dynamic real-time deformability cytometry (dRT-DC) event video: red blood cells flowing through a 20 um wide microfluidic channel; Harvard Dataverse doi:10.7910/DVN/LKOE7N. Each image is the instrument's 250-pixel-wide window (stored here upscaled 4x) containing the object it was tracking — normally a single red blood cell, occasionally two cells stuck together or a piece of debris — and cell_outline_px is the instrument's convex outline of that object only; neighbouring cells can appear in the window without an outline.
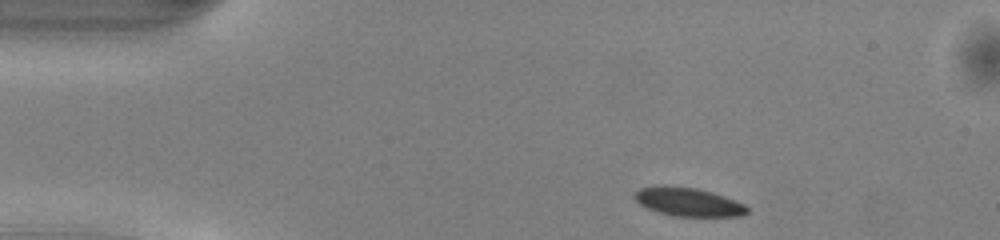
{"species": "common noctule bat (a hibernating species)", "species_latin": "Nyctalus noctula", "temperature_condition": "warm", "stored_images_in_passage": 43, "camera_frame_rate_fps": 3000, "um_per_image_px": 0.085, "animal": {"sex": "male", "body_mass_g": 13.0, "forearm_length_mm": 53.1}, "frame": {"image": 1, "passage_image": 1, "time_ms": 0.0, "image_size_px": [1000, 240], "cell_outline_px": [[748, 212], [740, 216], [676, 216], [660, 212], [648, 208], [640, 204], [632, 196], [640, 188], [660, 184], [664, 184], [696, 188], [712, 192], [736, 200], [744, 204], [748, 208]], "centroid_in_image_um": [58.49, 17.14], "position_along_channel_um": 26.5, "area_um2": 18.79}}
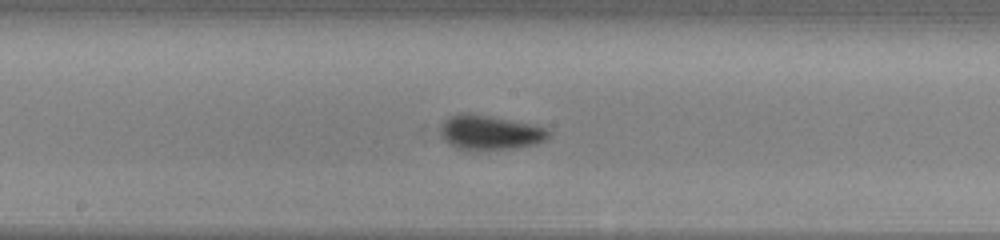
{"frame": {"image": 2, "passage_image": 19, "time_ms": 6.0, "image_size_px": [1000, 240], "cell_outline_px": [[548, 136], [544, 140], [536, 144], [516, 148], [472, 152], [468, 152], [456, 148], [444, 140], [440, 136], [440, 124], [448, 116], [460, 112], [468, 112], [536, 124], [548, 128]], "centroid_in_image_um": [41.59, 11.27], "position_along_channel_um": 206.6, "area_um2": 22.66}}
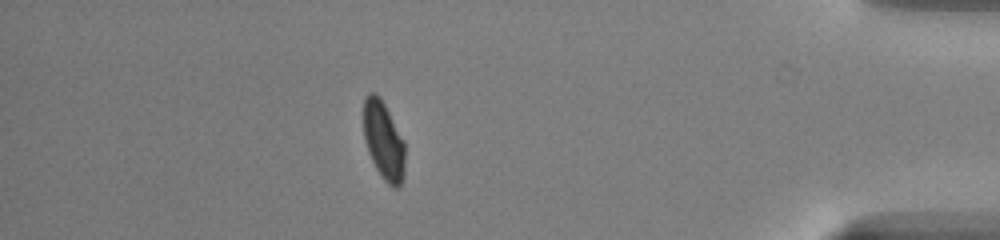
{"frame": {"image": 3, "passage_image": 37, "time_ms": 12.0, "image_size_px": [1000, 240], "cell_outline_px": [[404, 176], [400, 184], [396, 188], [392, 188], [384, 180], [376, 168], [368, 152], [364, 140], [364, 96], [368, 92], [376, 92], [380, 96], [404, 140]], "centroid_in_image_um": [32.6, 11.93], "position_along_channel_um": 402.6, "area_um2": 18.96}, "authors_computed_cell_mechanics": {"area_um2": 19.941, "velocity_mm_per_s": 4.0598, "shape_relaxation_time_tau1_ms": 2.6709, "shape_relaxation_time_tau2_ms": null, "deformation_change_tau1": 0.1031, "deformation_change_tau2": null}}